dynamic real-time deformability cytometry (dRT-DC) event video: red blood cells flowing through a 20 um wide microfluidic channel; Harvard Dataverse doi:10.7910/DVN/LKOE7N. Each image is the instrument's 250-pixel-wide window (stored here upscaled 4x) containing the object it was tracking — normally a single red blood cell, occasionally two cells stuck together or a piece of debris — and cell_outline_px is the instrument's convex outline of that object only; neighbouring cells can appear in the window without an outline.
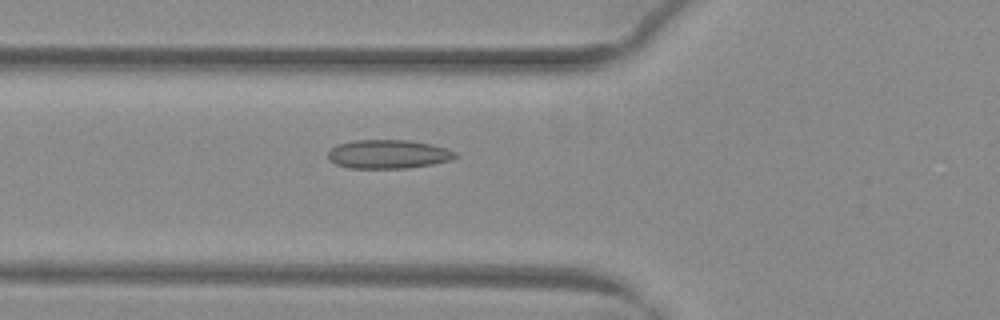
{"species": "common noctule bat (a hibernating species)", "species_latin": "Nyctalus noctula", "temperature_condition": "warm", "stored_images_in_passage": 48, "camera_frame_rate_fps": 3000, "um_per_image_px": 0.085, "animal": {"sex": "female", "body_mass_g": 29.2, "forearm_length_mm": 56.3}, "frame": {"image": 1, "passage_image": 16, "time_ms": 5.0, "image_size_px": [1000, 320], "cell_outline_px": [[460, 156], [452, 160], [432, 164], [408, 168], [348, 168], [336, 164], [328, 160], [328, 152], [336, 144], [352, 140], [408, 140], [432, 144], [448, 148], [456, 152]], "centroid_in_image_um": [33.02, 13.1], "position_along_channel_um": 92.8, "area_um2": 21.68}}
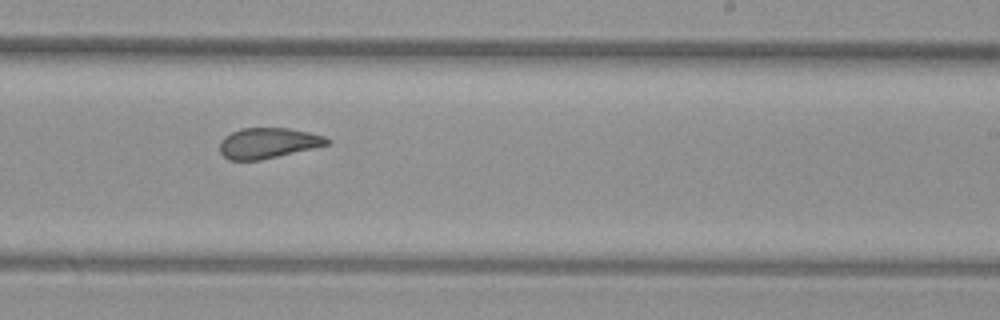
{"frame": {"image": 2, "passage_image": 29, "time_ms": 9.333, "image_size_px": [1000, 320], "cell_outline_px": [[332, 144], [260, 160], [228, 160], [220, 152], [220, 140], [224, 136], [240, 128], [288, 128], [308, 132], [324, 136], [332, 140]], "centroid_in_image_um": [22.8, 12.16], "position_along_channel_um": 266.2, "area_um2": 19.19}}
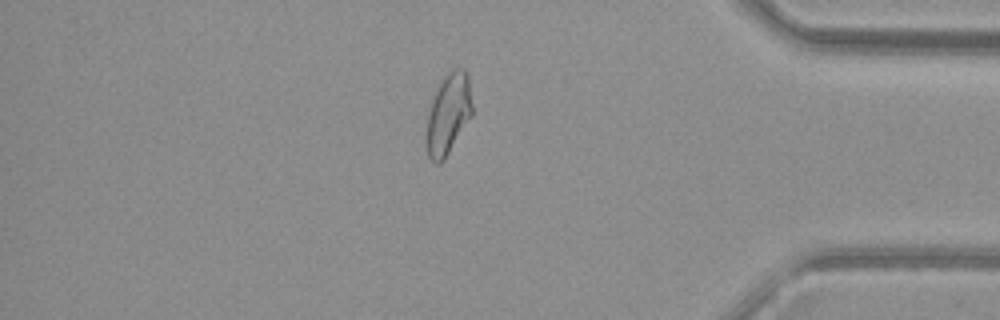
{"frame": {"image": 3, "passage_image": 41, "time_ms": 13.333, "image_size_px": [1000, 320], "cell_outline_px": [[472, 116], [444, 160], [440, 164], [436, 164], [428, 156], [428, 116], [432, 96], [444, 76], [452, 68], [464, 68], [468, 76], [472, 104]], "centroid_in_image_um": [38.13, 9.65], "position_along_channel_um": 397.1, "area_um2": 21.33}, "authors_computed_cell_mechanics": {"area_um2": 21.4149, "velocity_mm_per_s": 3.9981, "shape_relaxation_time_tau1_ms": 10.5371, "shape_relaxation_time_tau2_ms": 1.4609, "deformation_change_tau1": 0.2067, "deformation_change_tau2": 0.0757}}